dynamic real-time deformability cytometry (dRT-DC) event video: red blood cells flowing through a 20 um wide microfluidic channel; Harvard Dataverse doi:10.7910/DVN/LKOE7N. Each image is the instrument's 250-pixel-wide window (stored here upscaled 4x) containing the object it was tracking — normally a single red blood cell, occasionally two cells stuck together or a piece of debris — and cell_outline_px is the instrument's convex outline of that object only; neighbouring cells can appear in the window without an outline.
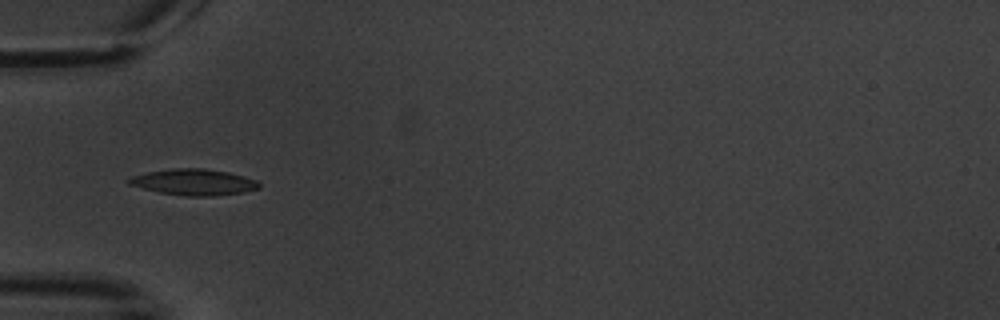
{"species": "common noctule bat (a hibernating species)", "species_latin": "Nyctalus noctula", "temperature_condition": "warm", "stored_images_in_passage": 7, "camera_frame_rate_fps": 3000, "um_per_image_px": 0.085, "animal": {"sex": "male", "body_mass_g": 20.1, "forearm_length_mm": 53.5}, "frame": {"image": 1, "passage_image": 6, "time_ms": 6.0, "image_size_px": [1000, 320], "cell_outline_px": [[260, 188], [244, 192], [212, 196], [184, 196], [160, 192], [128, 184], [128, 180], [132, 176], [148, 172], [172, 168], [204, 168], [228, 172], [244, 176], [256, 180], [260, 184]], "centroid_in_image_um": [16.51, 15.48], "position_along_channel_um": 68.5, "area_um2": 19.71}}